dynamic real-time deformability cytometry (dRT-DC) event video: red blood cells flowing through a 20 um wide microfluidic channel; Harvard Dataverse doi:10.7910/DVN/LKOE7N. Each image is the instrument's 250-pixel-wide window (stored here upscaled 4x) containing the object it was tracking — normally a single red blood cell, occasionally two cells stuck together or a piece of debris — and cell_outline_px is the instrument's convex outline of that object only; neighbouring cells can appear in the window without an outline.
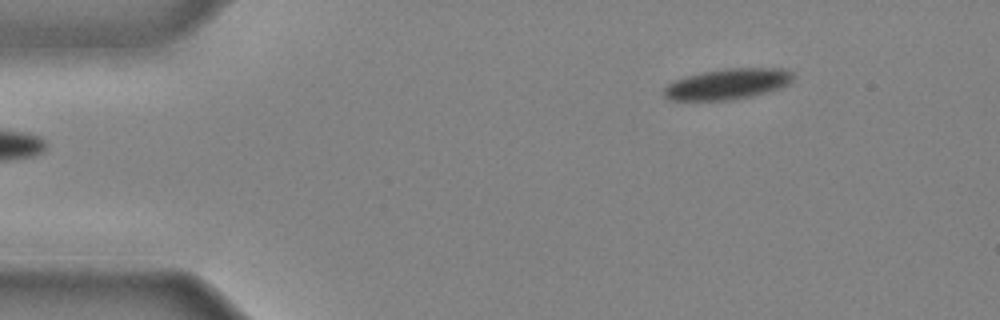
{"species": "common noctule bat (a hibernating species)", "species_latin": "Nyctalus noctula", "temperature_condition": "cold", "stored_images_in_passage": 35, "camera_frame_rate_fps": 3000, "um_per_image_px": 0.085, "animal": {"sex": "male", "body_mass_g": 20.4}, "frame": {"image": 1, "passage_image": 1, "time_ms": 0.0, "image_size_px": [1000, 320], "cell_outline_px": [[796, 76], [788, 84], [780, 88], [768, 92], [752, 96], [732, 100], [668, 100], [664, 96], [664, 88], [668, 84], [676, 80], [688, 76], [704, 72], [728, 68], [784, 68], [792, 72]], "centroid_in_image_um": [61.9, 7.14], "position_along_channel_um": 23.1, "area_um2": 23.12}}
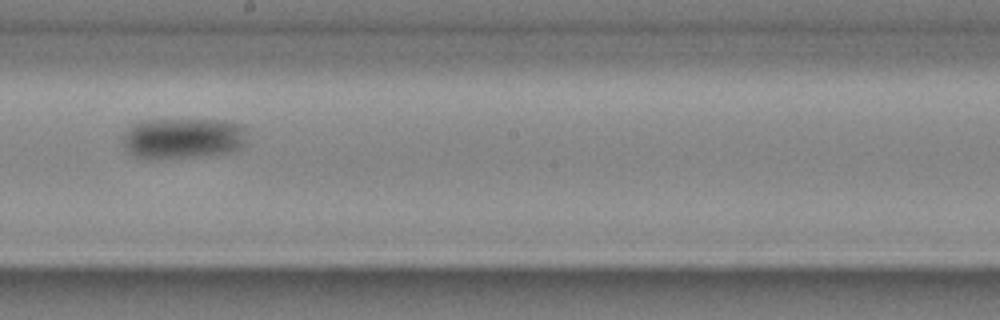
{"frame": {"image": 2, "passage_image": 20, "time_ms": 6.333, "image_size_px": [1000, 320], "cell_outline_px": [[244, 144], [240, 148], [232, 152], [200, 156], [164, 160], [148, 160], [132, 156], [124, 148], [124, 132], [132, 124], [140, 120], [220, 120], [244, 124]], "centroid_in_image_um": [15.49, 11.78], "position_along_channel_um": 232.7, "area_um2": 30.17}}
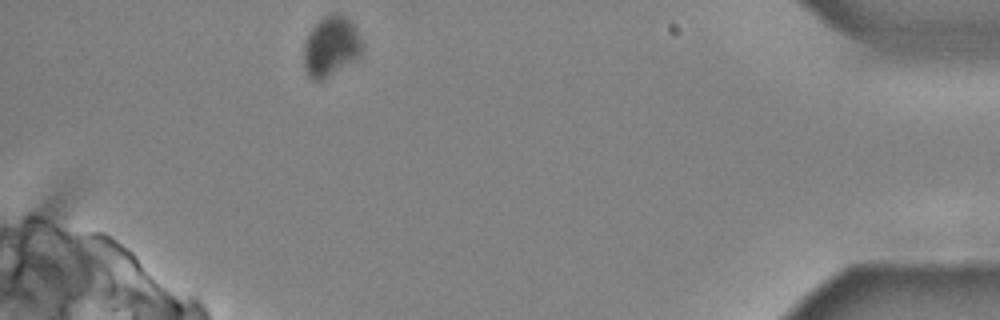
{"frame": {"image": 3, "passage_image": 35, "time_ms": 11.333, "image_size_px": [1000, 320], "cell_outline_px": [[364, 52], [356, 60], [324, 80], [312, 80], [308, 76], [304, 64], [304, 44], [308, 32], [324, 16], [332, 12], [336, 12], [348, 16], [356, 28], [364, 44]], "centroid_in_image_um": [28.18, 3.93], "position_along_channel_um": 407.0, "area_um2": 21.04}}